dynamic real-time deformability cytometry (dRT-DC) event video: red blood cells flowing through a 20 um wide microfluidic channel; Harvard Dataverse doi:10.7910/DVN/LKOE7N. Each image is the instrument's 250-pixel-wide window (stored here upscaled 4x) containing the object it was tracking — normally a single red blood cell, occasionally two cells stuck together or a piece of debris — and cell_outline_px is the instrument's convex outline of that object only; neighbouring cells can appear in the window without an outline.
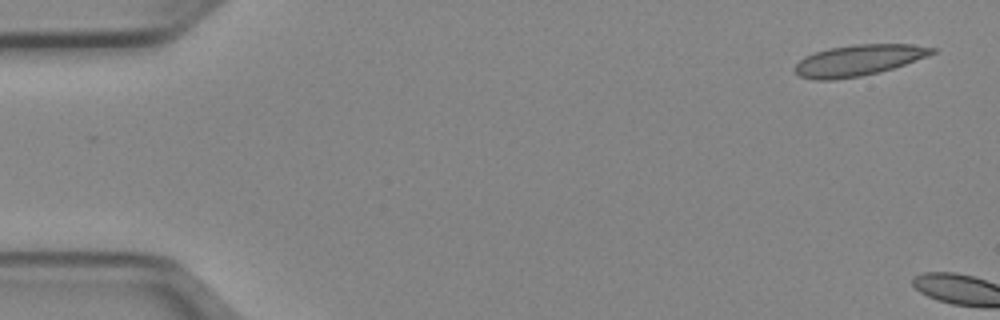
{"species": "Egyptian fruit bat (a non-hibernating species)", "species_latin": "Rousettus aegyptiacus", "temperature_condition": "cold", "stored_images_in_passage": 4, "camera_frame_rate_fps": 3000, "um_per_image_px": 0.085, "animal": {"sex": "female"}, "frame": {"image": 1, "passage_image": 1, "time_ms": 0.0, "image_size_px": [1000, 320], "cell_outline_px": [[936, 52], [928, 56], [880, 72], [860, 76], [832, 80], [816, 80], [800, 76], [792, 68], [804, 56], [828, 48], [856, 44], [912, 44], [936, 48]], "centroid_in_image_um": [72.96, 5.12], "position_along_channel_um": 12.0, "area_um2": 24.74}}